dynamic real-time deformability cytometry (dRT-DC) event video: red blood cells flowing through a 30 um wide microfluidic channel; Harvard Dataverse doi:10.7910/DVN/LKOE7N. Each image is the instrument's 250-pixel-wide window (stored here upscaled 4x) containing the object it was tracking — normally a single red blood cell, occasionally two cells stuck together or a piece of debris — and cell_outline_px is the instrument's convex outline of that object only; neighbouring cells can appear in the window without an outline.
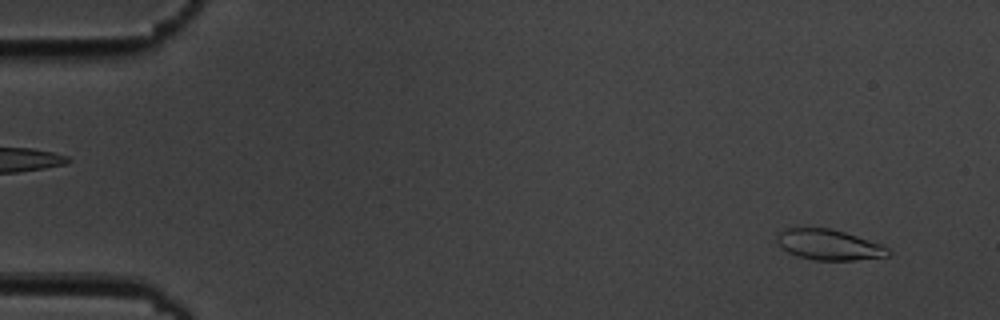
{"species": "common noctule bat (a hibernating species)", "species_latin": "Nyctalus noctula", "temperature_condition": "cold", "stored_images_in_passage": 6, "camera_frame_rate_fps": 3000, "um_per_image_px": 0.085, "animal": {"sex": "male", "body_mass_g": 19.5, "forearm_length_mm": 54.6}, "frame": {"image": 1, "passage_image": 6, "time_ms": 6.667, "image_size_px": [1000, 320], "cell_outline_px": [[892, 252], [888, 256], [852, 260], [816, 260], [796, 256], [788, 252], [776, 240], [776, 232], [784, 228], [832, 228], [880, 244], [888, 248]], "centroid_in_image_um": [70.42, 20.79], "position_along_channel_um": 14.6, "area_um2": 19.71}}